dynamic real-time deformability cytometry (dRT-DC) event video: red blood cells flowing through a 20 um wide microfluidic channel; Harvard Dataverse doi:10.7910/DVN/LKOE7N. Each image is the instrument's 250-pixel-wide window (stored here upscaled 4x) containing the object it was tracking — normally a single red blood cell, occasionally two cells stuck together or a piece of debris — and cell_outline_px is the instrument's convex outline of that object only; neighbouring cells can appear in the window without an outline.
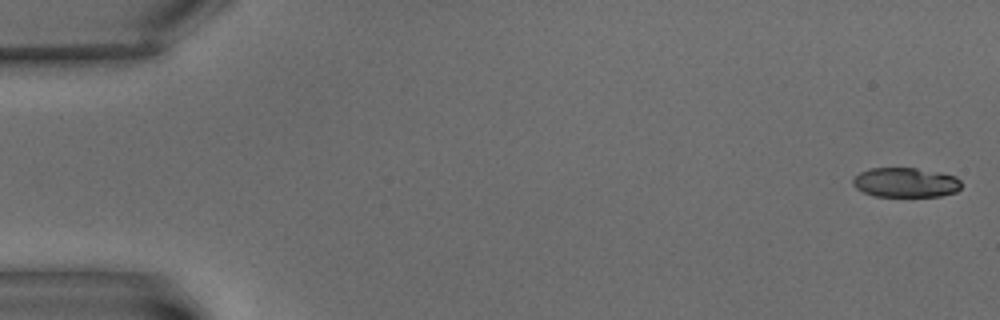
{"species": "common noctule bat (a hibernating species)", "species_latin": "Nyctalus noctula", "temperature_condition": "warm", "stored_images_in_passage": 18, "camera_frame_rate_fps": 3000, "um_per_image_px": 0.085, "animal": {"sex": "male", "body_mass_g": 15.6}, "frame": {"image": 1, "passage_image": 1, "time_ms": 0.0, "image_size_px": [1000, 320], "cell_outline_px": [[960, 188], [956, 192], [940, 196], [872, 196], [856, 188], [852, 184], [852, 180], [860, 172], [868, 168], [916, 168], [940, 172], [956, 176], [960, 180]], "centroid_in_image_um": [76.97, 15.51], "position_along_channel_um": 8.0, "area_um2": 18.79}}
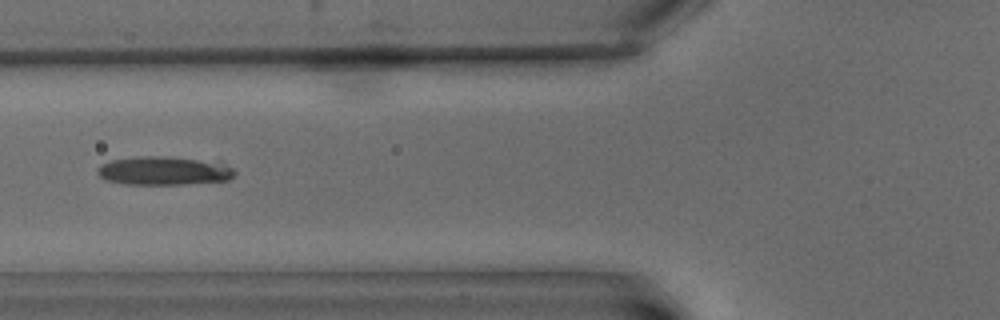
{"frame": {"image": 2, "passage_image": 8, "time_ms": 8.333, "image_size_px": [1000, 320], "cell_outline_px": [[236, 172], [228, 180], [184, 184], [124, 184], [104, 180], [96, 172], [96, 168], [100, 164], [112, 160], [136, 156], [172, 156], [224, 164], [232, 168]], "centroid_in_image_um": [13.84, 14.51], "position_along_channel_um": 112.0, "area_um2": 22.83}}
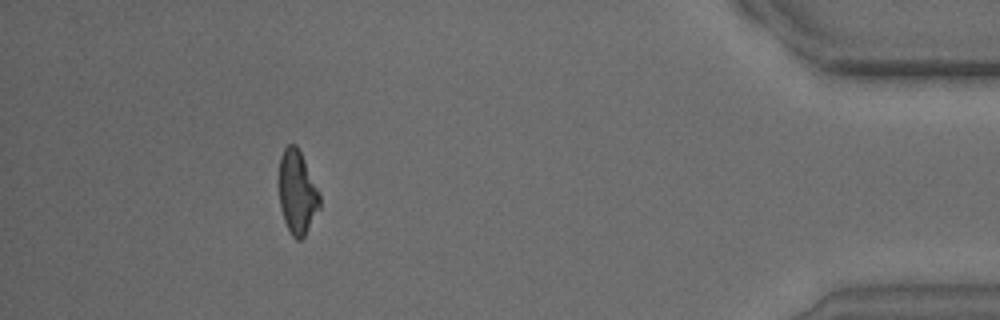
{"frame": {"image": 3, "passage_image": 17, "time_ms": 20.0, "image_size_px": [1000, 320], "cell_outline_px": [[320, 208], [304, 236], [300, 240], [296, 240], [292, 236], [284, 220], [280, 208], [276, 180], [280, 156], [284, 148], [288, 144], [296, 144], [320, 192]], "centroid_in_image_um": [25.22, 16.32], "position_along_channel_um": 410.0, "area_um2": 20.4}}